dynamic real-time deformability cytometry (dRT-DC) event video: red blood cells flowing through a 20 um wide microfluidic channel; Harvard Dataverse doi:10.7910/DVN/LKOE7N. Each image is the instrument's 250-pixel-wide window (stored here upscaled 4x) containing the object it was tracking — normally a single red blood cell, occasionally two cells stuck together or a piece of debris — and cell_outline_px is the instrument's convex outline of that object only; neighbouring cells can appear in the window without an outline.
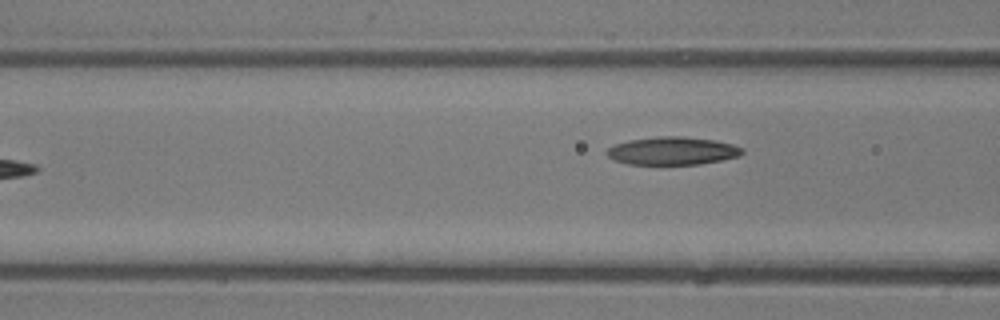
{"species": "common noctule bat (a hibernating species)", "species_latin": "Nyctalus noctula", "temperature_condition": "room temperature", "stored_images_in_passage": 7, "camera_frame_rate_fps": 3000, "um_per_image_px": 0.085, "animal": {"sex": "male", "body_mass_g": 13.3}, "frame": {"image": 1, "passage_image": 6, "time_ms": 5.667, "image_size_px": [1000, 320], "cell_outline_px": [[744, 152], [740, 156], [700, 164], [628, 164], [616, 160], [608, 156], [604, 152], [608, 148], [616, 144], [628, 140], [660, 136], [684, 136], [716, 140], [732, 144], [744, 148]], "centroid_in_image_um": [57.18, 12.81], "position_along_channel_um": 109.4, "area_um2": 22.08}}
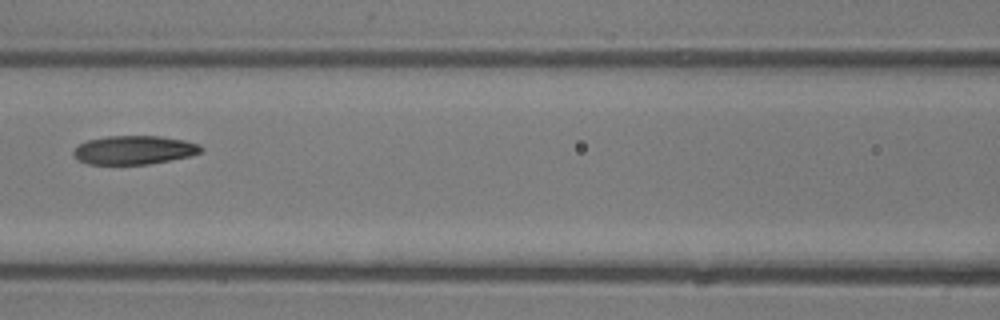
{"frame": {"image": 2, "passage_image": 7, "time_ms": 6.667, "image_size_px": [1000, 320], "cell_outline_px": [[204, 152], [192, 156], [148, 164], [88, 164], [72, 156], [72, 152], [80, 144], [88, 140], [108, 136], [160, 136], [184, 140], [200, 144], [204, 148]], "centroid_in_image_um": [11.45, 12.75], "position_along_channel_um": 155.1, "area_um2": 21.44}}